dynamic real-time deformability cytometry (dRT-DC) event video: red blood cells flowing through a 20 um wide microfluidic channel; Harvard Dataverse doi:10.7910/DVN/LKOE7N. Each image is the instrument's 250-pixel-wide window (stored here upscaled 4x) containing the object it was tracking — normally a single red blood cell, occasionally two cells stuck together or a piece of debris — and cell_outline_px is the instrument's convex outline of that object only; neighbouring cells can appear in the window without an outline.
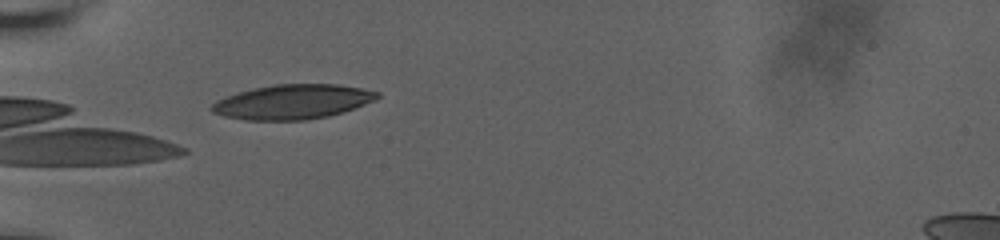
{"species": "human", "species_latin": "Homo sapiens", "temperature_condition": "room temperature", "stored_images_in_passage": 4, "camera_frame_rate_fps": 3000, "um_per_image_px": 0.085, "donor": {"sex": "male"}, "frame": {"image": 1, "passage_image": 2, "time_ms": 0.333, "image_size_px": [1000, 240], "cell_outline_px": [[380, 96], [376, 100], [328, 116], [304, 120], [244, 120], [224, 116], [212, 112], [208, 108], [216, 100], [236, 92], [272, 84], [340, 84], [380, 92]], "centroid_in_image_um": [24.83, 8.65], "position_along_channel_um": 60.2, "area_um2": 33.41}}